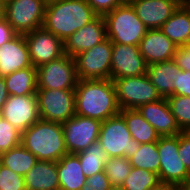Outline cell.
<instances>
[{
    "label": "cell",
    "instance_id": "cell-2",
    "mask_svg": "<svg viewBox=\"0 0 190 190\" xmlns=\"http://www.w3.org/2000/svg\"><path fill=\"white\" fill-rule=\"evenodd\" d=\"M97 16L87 0H57L46 4L43 27L64 42Z\"/></svg>",
    "mask_w": 190,
    "mask_h": 190
},
{
    "label": "cell",
    "instance_id": "cell-23",
    "mask_svg": "<svg viewBox=\"0 0 190 190\" xmlns=\"http://www.w3.org/2000/svg\"><path fill=\"white\" fill-rule=\"evenodd\" d=\"M180 70L173 59L147 65V75L162 98L174 95L173 83Z\"/></svg>",
    "mask_w": 190,
    "mask_h": 190
},
{
    "label": "cell",
    "instance_id": "cell-30",
    "mask_svg": "<svg viewBox=\"0 0 190 190\" xmlns=\"http://www.w3.org/2000/svg\"><path fill=\"white\" fill-rule=\"evenodd\" d=\"M158 174L151 171L132 167L122 187L125 190H150L160 184Z\"/></svg>",
    "mask_w": 190,
    "mask_h": 190
},
{
    "label": "cell",
    "instance_id": "cell-42",
    "mask_svg": "<svg viewBox=\"0 0 190 190\" xmlns=\"http://www.w3.org/2000/svg\"><path fill=\"white\" fill-rule=\"evenodd\" d=\"M150 190H178V186L173 184L160 183L157 187Z\"/></svg>",
    "mask_w": 190,
    "mask_h": 190
},
{
    "label": "cell",
    "instance_id": "cell-25",
    "mask_svg": "<svg viewBox=\"0 0 190 190\" xmlns=\"http://www.w3.org/2000/svg\"><path fill=\"white\" fill-rule=\"evenodd\" d=\"M120 114L124 117L132 138L138 143H153L159 140L160 135L137 109H123Z\"/></svg>",
    "mask_w": 190,
    "mask_h": 190
},
{
    "label": "cell",
    "instance_id": "cell-47",
    "mask_svg": "<svg viewBox=\"0 0 190 190\" xmlns=\"http://www.w3.org/2000/svg\"><path fill=\"white\" fill-rule=\"evenodd\" d=\"M2 167V157H1V152H0V169Z\"/></svg>",
    "mask_w": 190,
    "mask_h": 190
},
{
    "label": "cell",
    "instance_id": "cell-38",
    "mask_svg": "<svg viewBox=\"0 0 190 190\" xmlns=\"http://www.w3.org/2000/svg\"><path fill=\"white\" fill-rule=\"evenodd\" d=\"M178 155L190 172V132H181L179 134Z\"/></svg>",
    "mask_w": 190,
    "mask_h": 190
},
{
    "label": "cell",
    "instance_id": "cell-20",
    "mask_svg": "<svg viewBox=\"0 0 190 190\" xmlns=\"http://www.w3.org/2000/svg\"><path fill=\"white\" fill-rule=\"evenodd\" d=\"M177 47L161 29H148L139 44L147 65L173 59Z\"/></svg>",
    "mask_w": 190,
    "mask_h": 190
},
{
    "label": "cell",
    "instance_id": "cell-26",
    "mask_svg": "<svg viewBox=\"0 0 190 190\" xmlns=\"http://www.w3.org/2000/svg\"><path fill=\"white\" fill-rule=\"evenodd\" d=\"M9 95H30L37 92V68L26 67L4 76Z\"/></svg>",
    "mask_w": 190,
    "mask_h": 190
},
{
    "label": "cell",
    "instance_id": "cell-7",
    "mask_svg": "<svg viewBox=\"0 0 190 190\" xmlns=\"http://www.w3.org/2000/svg\"><path fill=\"white\" fill-rule=\"evenodd\" d=\"M78 81L75 59L67 54L37 68V89L75 90Z\"/></svg>",
    "mask_w": 190,
    "mask_h": 190
},
{
    "label": "cell",
    "instance_id": "cell-15",
    "mask_svg": "<svg viewBox=\"0 0 190 190\" xmlns=\"http://www.w3.org/2000/svg\"><path fill=\"white\" fill-rule=\"evenodd\" d=\"M147 74V64L138 45L112 43V80L123 77H136Z\"/></svg>",
    "mask_w": 190,
    "mask_h": 190
},
{
    "label": "cell",
    "instance_id": "cell-27",
    "mask_svg": "<svg viewBox=\"0 0 190 190\" xmlns=\"http://www.w3.org/2000/svg\"><path fill=\"white\" fill-rule=\"evenodd\" d=\"M2 165L24 176L37 162V157L22 144L1 153Z\"/></svg>",
    "mask_w": 190,
    "mask_h": 190
},
{
    "label": "cell",
    "instance_id": "cell-6",
    "mask_svg": "<svg viewBox=\"0 0 190 190\" xmlns=\"http://www.w3.org/2000/svg\"><path fill=\"white\" fill-rule=\"evenodd\" d=\"M120 110L137 109L143 104L162 99L147 74L113 80Z\"/></svg>",
    "mask_w": 190,
    "mask_h": 190
},
{
    "label": "cell",
    "instance_id": "cell-18",
    "mask_svg": "<svg viewBox=\"0 0 190 190\" xmlns=\"http://www.w3.org/2000/svg\"><path fill=\"white\" fill-rule=\"evenodd\" d=\"M137 110L160 136H174L182 132L166 98L143 104Z\"/></svg>",
    "mask_w": 190,
    "mask_h": 190
},
{
    "label": "cell",
    "instance_id": "cell-44",
    "mask_svg": "<svg viewBox=\"0 0 190 190\" xmlns=\"http://www.w3.org/2000/svg\"><path fill=\"white\" fill-rule=\"evenodd\" d=\"M5 0H0V21L5 19Z\"/></svg>",
    "mask_w": 190,
    "mask_h": 190
},
{
    "label": "cell",
    "instance_id": "cell-5",
    "mask_svg": "<svg viewBox=\"0 0 190 190\" xmlns=\"http://www.w3.org/2000/svg\"><path fill=\"white\" fill-rule=\"evenodd\" d=\"M98 142L109 158L129 159L140 147V143L132 138L120 113L101 122Z\"/></svg>",
    "mask_w": 190,
    "mask_h": 190
},
{
    "label": "cell",
    "instance_id": "cell-13",
    "mask_svg": "<svg viewBox=\"0 0 190 190\" xmlns=\"http://www.w3.org/2000/svg\"><path fill=\"white\" fill-rule=\"evenodd\" d=\"M24 36L31 63L35 68L65 54L64 42L44 27L25 33Z\"/></svg>",
    "mask_w": 190,
    "mask_h": 190
},
{
    "label": "cell",
    "instance_id": "cell-29",
    "mask_svg": "<svg viewBox=\"0 0 190 190\" xmlns=\"http://www.w3.org/2000/svg\"><path fill=\"white\" fill-rule=\"evenodd\" d=\"M129 161L134 168H142L158 174L160 157L157 142L140 144L139 149L129 158Z\"/></svg>",
    "mask_w": 190,
    "mask_h": 190
},
{
    "label": "cell",
    "instance_id": "cell-8",
    "mask_svg": "<svg viewBox=\"0 0 190 190\" xmlns=\"http://www.w3.org/2000/svg\"><path fill=\"white\" fill-rule=\"evenodd\" d=\"M46 2L44 0H6L5 19L17 34H25L43 27Z\"/></svg>",
    "mask_w": 190,
    "mask_h": 190
},
{
    "label": "cell",
    "instance_id": "cell-43",
    "mask_svg": "<svg viewBox=\"0 0 190 190\" xmlns=\"http://www.w3.org/2000/svg\"><path fill=\"white\" fill-rule=\"evenodd\" d=\"M178 190H190V177L178 186Z\"/></svg>",
    "mask_w": 190,
    "mask_h": 190
},
{
    "label": "cell",
    "instance_id": "cell-34",
    "mask_svg": "<svg viewBox=\"0 0 190 190\" xmlns=\"http://www.w3.org/2000/svg\"><path fill=\"white\" fill-rule=\"evenodd\" d=\"M0 190H26L24 176L2 165L0 169Z\"/></svg>",
    "mask_w": 190,
    "mask_h": 190
},
{
    "label": "cell",
    "instance_id": "cell-45",
    "mask_svg": "<svg viewBox=\"0 0 190 190\" xmlns=\"http://www.w3.org/2000/svg\"><path fill=\"white\" fill-rule=\"evenodd\" d=\"M108 190H125L122 186H111Z\"/></svg>",
    "mask_w": 190,
    "mask_h": 190
},
{
    "label": "cell",
    "instance_id": "cell-37",
    "mask_svg": "<svg viewBox=\"0 0 190 190\" xmlns=\"http://www.w3.org/2000/svg\"><path fill=\"white\" fill-rule=\"evenodd\" d=\"M87 2L98 15L102 16L125 3L123 0H87Z\"/></svg>",
    "mask_w": 190,
    "mask_h": 190
},
{
    "label": "cell",
    "instance_id": "cell-3",
    "mask_svg": "<svg viewBox=\"0 0 190 190\" xmlns=\"http://www.w3.org/2000/svg\"><path fill=\"white\" fill-rule=\"evenodd\" d=\"M21 144L37 160L57 162L68 154L62 123L59 122L38 120L22 132Z\"/></svg>",
    "mask_w": 190,
    "mask_h": 190
},
{
    "label": "cell",
    "instance_id": "cell-41",
    "mask_svg": "<svg viewBox=\"0 0 190 190\" xmlns=\"http://www.w3.org/2000/svg\"><path fill=\"white\" fill-rule=\"evenodd\" d=\"M9 96L4 76H0V113Z\"/></svg>",
    "mask_w": 190,
    "mask_h": 190
},
{
    "label": "cell",
    "instance_id": "cell-9",
    "mask_svg": "<svg viewBox=\"0 0 190 190\" xmlns=\"http://www.w3.org/2000/svg\"><path fill=\"white\" fill-rule=\"evenodd\" d=\"M112 42L110 39L74 57L79 80L110 79Z\"/></svg>",
    "mask_w": 190,
    "mask_h": 190
},
{
    "label": "cell",
    "instance_id": "cell-12",
    "mask_svg": "<svg viewBox=\"0 0 190 190\" xmlns=\"http://www.w3.org/2000/svg\"><path fill=\"white\" fill-rule=\"evenodd\" d=\"M101 122L96 119L74 115L62 123L67 152L76 154L98 141Z\"/></svg>",
    "mask_w": 190,
    "mask_h": 190
},
{
    "label": "cell",
    "instance_id": "cell-22",
    "mask_svg": "<svg viewBox=\"0 0 190 190\" xmlns=\"http://www.w3.org/2000/svg\"><path fill=\"white\" fill-rule=\"evenodd\" d=\"M160 29L178 47L190 44V6L182 2Z\"/></svg>",
    "mask_w": 190,
    "mask_h": 190
},
{
    "label": "cell",
    "instance_id": "cell-33",
    "mask_svg": "<svg viewBox=\"0 0 190 190\" xmlns=\"http://www.w3.org/2000/svg\"><path fill=\"white\" fill-rule=\"evenodd\" d=\"M22 133L0 114V152L8 151L21 144Z\"/></svg>",
    "mask_w": 190,
    "mask_h": 190
},
{
    "label": "cell",
    "instance_id": "cell-21",
    "mask_svg": "<svg viewBox=\"0 0 190 190\" xmlns=\"http://www.w3.org/2000/svg\"><path fill=\"white\" fill-rule=\"evenodd\" d=\"M26 190H60L57 162L37 160L24 175Z\"/></svg>",
    "mask_w": 190,
    "mask_h": 190
},
{
    "label": "cell",
    "instance_id": "cell-11",
    "mask_svg": "<svg viewBox=\"0 0 190 190\" xmlns=\"http://www.w3.org/2000/svg\"><path fill=\"white\" fill-rule=\"evenodd\" d=\"M179 134L160 136L157 150L160 157L159 180L161 183L179 186L190 177V172L179 158Z\"/></svg>",
    "mask_w": 190,
    "mask_h": 190
},
{
    "label": "cell",
    "instance_id": "cell-48",
    "mask_svg": "<svg viewBox=\"0 0 190 190\" xmlns=\"http://www.w3.org/2000/svg\"><path fill=\"white\" fill-rule=\"evenodd\" d=\"M46 3H50V2H53V1H57V0H44Z\"/></svg>",
    "mask_w": 190,
    "mask_h": 190
},
{
    "label": "cell",
    "instance_id": "cell-16",
    "mask_svg": "<svg viewBox=\"0 0 190 190\" xmlns=\"http://www.w3.org/2000/svg\"><path fill=\"white\" fill-rule=\"evenodd\" d=\"M106 39V22L104 16L98 15L64 41V52L74 58L79 53L102 43Z\"/></svg>",
    "mask_w": 190,
    "mask_h": 190
},
{
    "label": "cell",
    "instance_id": "cell-35",
    "mask_svg": "<svg viewBox=\"0 0 190 190\" xmlns=\"http://www.w3.org/2000/svg\"><path fill=\"white\" fill-rule=\"evenodd\" d=\"M110 187L111 183L108 177L104 171H101L86 178V183L81 190H108Z\"/></svg>",
    "mask_w": 190,
    "mask_h": 190
},
{
    "label": "cell",
    "instance_id": "cell-36",
    "mask_svg": "<svg viewBox=\"0 0 190 190\" xmlns=\"http://www.w3.org/2000/svg\"><path fill=\"white\" fill-rule=\"evenodd\" d=\"M174 85V95L190 97V71L180 70Z\"/></svg>",
    "mask_w": 190,
    "mask_h": 190
},
{
    "label": "cell",
    "instance_id": "cell-40",
    "mask_svg": "<svg viewBox=\"0 0 190 190\" xmlns=\"http://www.w3.org/2000/svg\"><path fill=\"white\" fill-rule=\"evenodd\" d=\"M16 34L6 19L0 21V47L5 42L10 41Z\"/></svg>",
    "mask_w": 190,
    "mask_h": 190
},
{
    "label": "cell",
    "instance_id": "cell-1",
    "mask_svg": "<svg viewBox=\"0 0 190 190\" xmlns=\"http://www.w3.org/2000/svg\"><path fill=\"white\" fill-rule=\"evenodd\" d=\"M76 115L100 122L120 113L113 80H79L75 88Z\"/></svg>",
    "mask_w": 190,
    "mask_h": 190
},
{
    "label": "cell",
    "instance_id": "cell-24",
    "mask_svg": "<svg viewBox=\"0 0 190 190\" xmlns=\"http://www.w3.org/2000/svg\"><path fill=\"white\" fill-rule=\"evenodd\" d=\"M57 172L60 190H81L86 183V176L76 154L68 153L57 161Z\"/></svg>",
    "mask_w": 190,
    "mask_h": 190
},
{
    "label": "cell",
    "instance_id": "cell-19",
    "mask_svg": "<svg viewBox=\"0 0 190 190\" xmlns=\"http://www.w3.org/2000/svg\"><path fill=\"white\" fill-rule=\"evenodd\" d=\"M34 67L24 34H16L0 47V76L9 75L19 69Z\"/></svg>",
    "mask_w": 190,
    "mask_h": 190
},
{
    "label": "cell",
    "instance_id": "cell-31",
    "mask_svg": "<svg viewBox=\"0 0 190 190\" xmlns=\"http://www.w3.org/2000/svg\"><path fill=\"white\" fill-rule=\"evenodd\" d=\"M182 132H190V97L171 95L166 98Z\"/></svg>",
    "mask_w": 190,
    "mask_h": 190
},
{
    "label": "cell",
    "instance_id": "cell-10",
    "mask_svg": "<svg viewBox=\"0 0 190 190\" xmlns=\"http://www.w3.org/2000/svg\"><path fill=\"white\" fill-rule=\"evenodd\" d=\"M42 120L63 123L76 114L75 90L37 89Z\"/></svg>",
    "mask_w": 190,
    "mask_h": 190
},
{
    "label": "cell",
    "instance_id": "cell-39",
    "mask_svg": "<svg viewBox=\"0 0 190 190\" xmlns=\"http://www.w3.org/2000/svg\"><path fill=\"white\" fill-rule=\"evenodd\" d=\"M173 60L181 70L190 71V44L177 47Z\"/></svg>",
    "mask_w": 190,
    "mask_h": 190
},
{
    "label": "cell",
    "instance_id": "cell-14",
    "mask_svg": "<svg viewBox=\"0 0 190 190\" xmlns=\"http://www.w3.org/2000/svg\"><path fill=\"white\" fill-rule=\"evenodd\" d=\"M0 114L22 133L41 119L37 94L9 95Z\"/></svg>",
    "mask_w": 190,
    "mask_h": 190
},
{
    "label": "cell",
    "instance_id": "cell-4",
    "mask_svg": "<svg viewBox=\"0 0 190 190\" xmlns=\"http://www.w3.org/2000/svg\"><path fill=\"white\" fill-rule=\"evenodd\" d=\"M107 38L112 43L138 45L146 35L148 28L137 17L129 2L114 8L104 15Z\"/></svg>",
    "mask_w": 190,
    "mask_h": 190
},
{
    "label": "cell",
    "instance_id": "cell-28",
    "mask_svg": "<svg viewBox=\"0 0 190 190\" xmlns=\"http://www.w3.org/2000/svg\"><path fill=\"white\" fill-rule=\"evenodd\" d=\"M76 155L79 157L82 172L86 178L104 171L105 163L109 160L108 154L98 141Z\"/></svg>",
    "mask_w": 190,
    "mask_h": 190
},
{
    "label": "cell",
    "instance_id": "cell-46",
    "mask_svg": "<svg viewBox=\"0 0 190 190\" xmlns=\"http://www.w3.org/2000/svg\"><path fill=\"white\" fill-rule=\"evenodd\" d=\"M183 3L187 4L190 6V0H183Z\"/></svg>",
    "mask_w": 190,
    "mask_h": 190
},
{
    "label": "cell",
    "instance_id": "cell-17",
    "mask_svg": "<svg viewBox=\"0 0 190 190\" xmlns=\"http://www.w3.org/2000/svg\"><path fill=\"white\" fill-rule=\"evenodd\" d=\"M183 0H131L137 17L148 29H160Z\"/></svg>",
    "mask_w": 190,
    "mask_h": 190
},
{
    "label": "cell",
    "instance_id": "cell-32",
    "mask_svg": "<svg viewBox=\"0 0 190 190\" xmlns=\"http://www.w3.org/2000/svg\"><path fill=\"white\" fill-rule=\"evenodd\" d=\"M131 169L130 161L125 157L109 158L104 166V172L111 186H122Z\"/></svg>",
    "mask_w": 190,
    "mask_h": 190
}]
</instances>
